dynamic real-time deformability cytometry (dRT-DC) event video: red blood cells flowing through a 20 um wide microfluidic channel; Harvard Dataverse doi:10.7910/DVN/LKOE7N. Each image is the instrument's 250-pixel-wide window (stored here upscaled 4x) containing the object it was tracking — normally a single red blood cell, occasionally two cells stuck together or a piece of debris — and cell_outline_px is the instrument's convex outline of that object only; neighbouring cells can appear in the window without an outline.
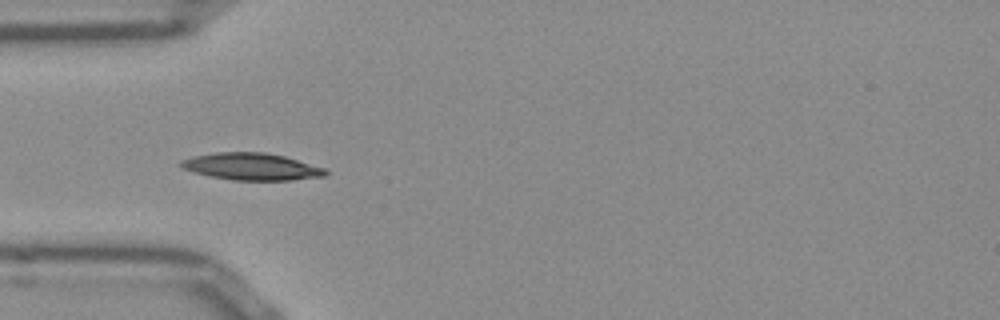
{"species": "Egyptian fruit bat (a non-hibernating species)", "species_latin": "Rousettus aegyptiacus", "temperature_condition": "room temperature", "stored_images_in_passage": 26, "camera_frame_rate_fps": 3000, "um_per_image_px": 0.085, "frame": {"image": 1, "passage_image": 1, "time_ms": 0.0, "image_size_px": [1000, 320], "cell_outline_px": [[328, 172], [324, 176], [292, 180], [232, 180], [212, 176], [180, 168], [180, 160], [192, 156], [216, 152], [264, 152], [284, 156], [324, 168]], "centroid_in_image_um": [21.35, 14.15], "position_along_channel_um": 63.6, "area_um2": 22.6}}
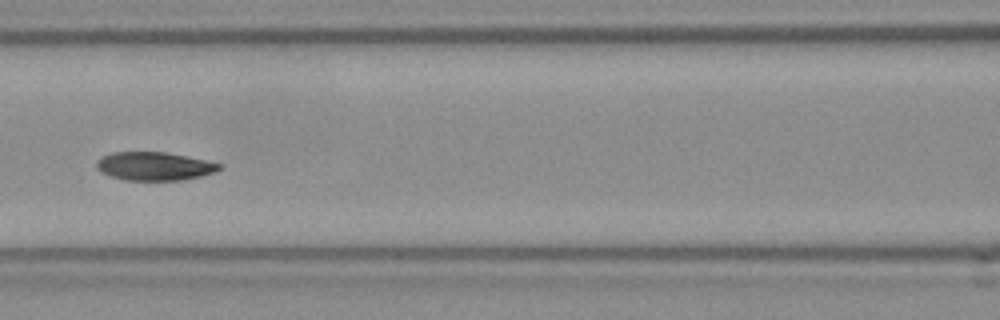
{"frame": {"image": 2, "passage_image": 8, "time_ms": 2.333, "image_size_px": [1000, 320], "cell_outline_px": [[224, 168], [216, 172], [200, 176], [180, 180], [124, 180], [100, 172], [96, 168], [96, 160], [112, 152], [164, 152], [224, 164]], "centroid_in_image_um": [13.13, 14.13], "position_along_channel_um": 153.5, "area_um2": 20.29}}
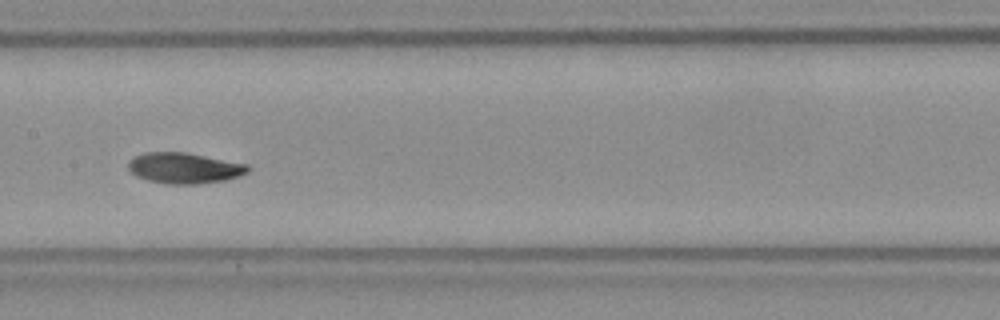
{"frame": {"image": 3, "passage_image": 11, "time_ms": 3.333, "image_size_px": [1000, 320], "cell_outline_px": [[252, 168], [248, 172], [240, 176], [228, 180], [200, 184], [164, 184], [148, 180], [136, 176], [128, 168], [128, 160], [132, 156], [144, 152], [188, 152], [248, 164]], "centroid_in_image_um": [15.69, 14.28], "position_along_channel_um": 191.7, "area_um2": 21.96}, "authors_computed_cell_mechanics": {"area_um2": 21.1259, "velocity_mm_per_s": 3.8412, "shape_relaxation_time_tau1_ms": 3.3118, "shape_relaxation_time_tau2_ms": 1.6528, "deformation_change_tau1": 0.1402, "deformation_change_tau2": 0.0431}}